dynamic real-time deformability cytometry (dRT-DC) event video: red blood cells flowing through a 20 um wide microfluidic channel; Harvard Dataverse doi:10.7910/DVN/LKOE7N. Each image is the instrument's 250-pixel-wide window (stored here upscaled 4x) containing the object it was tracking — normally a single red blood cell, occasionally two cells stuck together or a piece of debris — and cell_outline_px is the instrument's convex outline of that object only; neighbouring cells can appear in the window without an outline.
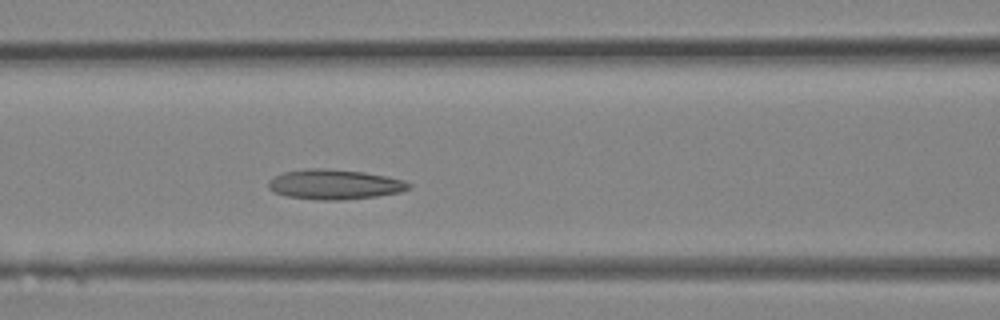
{"species": "Egyptian fruit bat (a non-hibernating species)", "species_latin": "Rousettus aegyptiacus", "temperature_condition": "room temperature", "stored_images_in_passage": 15, "camera_frame_rate_fps": 3000, "um_per_image_px": 0.085, "animal": {"sex": "female"}, "frame": {"image": 1, "passage_image": 11, "time_ms": 3.333, "image_size_px": [1000, 320], "cell_outline_px": [[412, 188], [400, 192], [376, 196], [344, 200], [320, 200], [288, 196], [272, 192], [268, 188], [268, 180], [272, 176], [284, 172], [304, 168], [324, 168], [364, 172], [388, 176], [404, 180], [412, 184]], "centroid_in_image_um": [28.43, 15.67], "position_along_channel_um": 138.2, "area_um2": 24.8}}
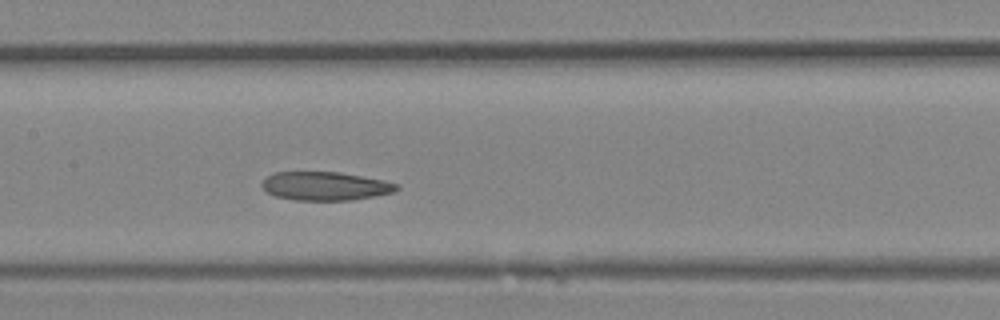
{"frame": {"image": 2, "passage_image": 13, "time_ms": 4.0, "image_size_px": [1000, 320], "cell_outline_px": [[400, 188], [392, 192], [352, 200], [296, 200], [276, 196], [268, 192], [260, 184], [268, 176], [276, 172], [340, 172], [384, 180], [400, 184]], "centroid_in_image_um": [27.67, 15.81], "position_along_channel_um": 179.7, "area_um2": 22.25}}
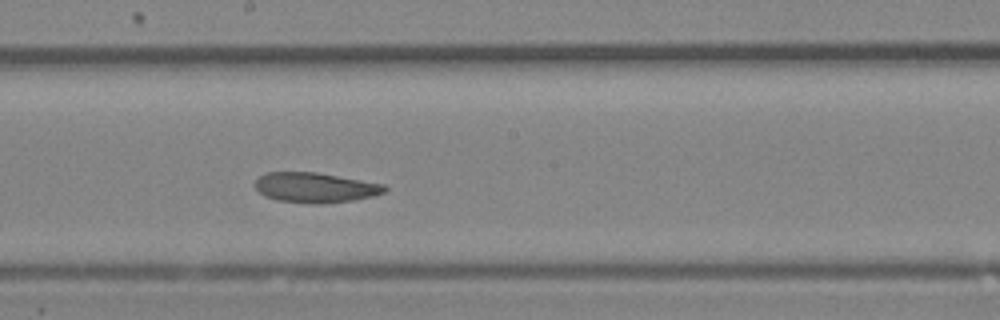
{"frame": {"image": 3, "passage_image": 15, "time_ms": 4.667, "image_size_px": [1000, 320], "cell_outline_px": [[388, 188], [384, 192], [372, 196], [352, 200], [320, 204], [276, 200], [264, 196], [256, 188], [256, 180], [260, 176], [268, 172], [316, 172], [384, 184]], "centroid_in_image_um": [26.79, 15.94], "position_along_channel_um": 221.4, "area_um2": 22.43}}